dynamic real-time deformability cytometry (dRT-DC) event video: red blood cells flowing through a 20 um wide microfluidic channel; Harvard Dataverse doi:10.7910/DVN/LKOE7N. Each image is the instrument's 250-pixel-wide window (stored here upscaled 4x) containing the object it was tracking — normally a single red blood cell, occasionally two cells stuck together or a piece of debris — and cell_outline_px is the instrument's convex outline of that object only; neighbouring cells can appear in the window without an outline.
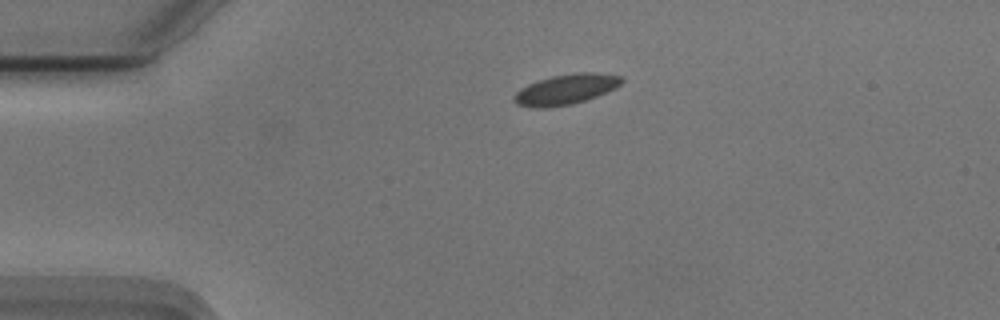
{"species": "Egyptian fruit bat (a non-hibernating species)", "species_latin": "Rousettus aegyptiacus", "temperature_condition": "cold", "stored_images_in_passage": 44, "camera_frame_rate_fps": 3000, "um_per_image_px": 0.085, "animal": {"sex": "male"}, "frame": {"image": 1, "passage_image": 1, "time_ms": 0.0, "image_size_px": [1000, 320], "cell_outline_px": [[624, 80], [616, 88], [596, 96], [572, 104], [544, 108], [540, 108], [516, 104], [512, 100], [512, 96], [520, 88], [528, 84], [552, 76], [576, 72], [600, 72], [624, 76]], "centroid_in_image_um": [48.12, 7.58], "position_along_channel_um": 36.9, "area_um2": 19.07}}
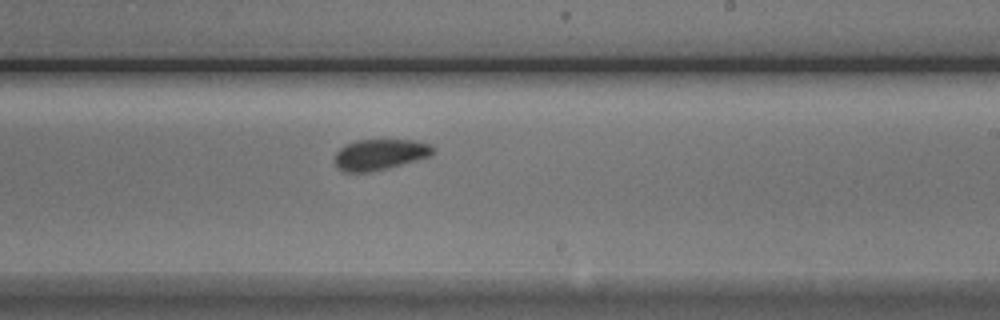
{"frame": {"image": 2, "passage_image": 22, "time_ms": 7.0, "image_size_px": [1000, 320], "cell_outline_px": [[432, 152], [428, 156], [388, 168], [368, 172], [344, 172], [336, 164], [336, 152], [340, 148], [356, 140], [416, 140], [432, 144]], "centroid_in_image_um": [32.28, 13.12], "position_along_channel_um": 256.7, "area_um2": 17.28}}
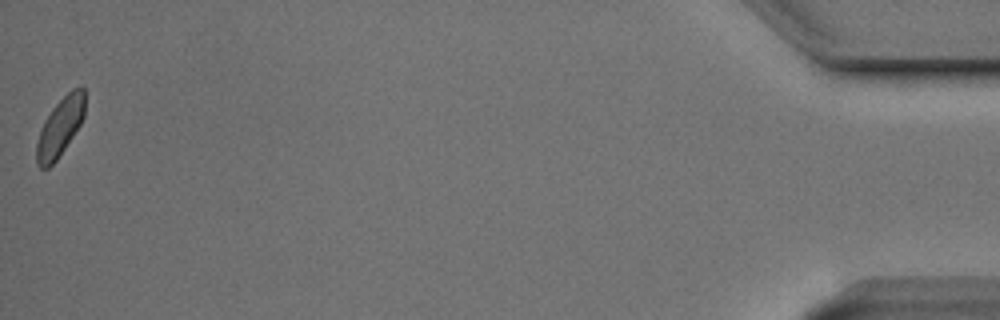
{"frame": {"image": 3, "passage_image": 44, "time_ms": 14.333, "image_size_px": [1000, 320], "cell_outline_px": [[84, 116], [80, 124], [56, 160], [48, 168], [40, 168], [36, 164], [36, 144], [44, 120], [52, 108], [72, 88], [84, 88]], "centroid_in_image_um": [5.08, 10.81], "position_along_channel_um": 430.1, "area_um2": 16.07}, "authors_computed_cell_mechanics": {"area_um2": 17.629, "velocity_mm_per_s": 3.6928, "shape_relaxation_time_tau1_ms": null, "shape_relaxation_time_tau2_ms": 1.1539, "deformation_change_tau1": null, "deformation_change_tau2": 0.0456}}